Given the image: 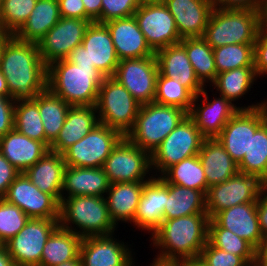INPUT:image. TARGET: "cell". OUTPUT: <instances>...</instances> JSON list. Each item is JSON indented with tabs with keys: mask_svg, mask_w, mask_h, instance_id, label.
I'll return each instance as SVG.
<instances>
[{
	"mask_svg": "<svg viewBox=\"0 0 267 266\" xmlns=\"http://www.w3.org/2000/svg\"><path fill=\"white\" fill-rule=\"evenodd\" d=\"M60 18L58 0H37L32 13L14 36L21 41L38 43Z\"/></svg>",
	"mask_w": 267,
	"mask_h": 266,
	"instance_id": "cell-34",
	"label": "cell"
},
{
	"mask_svg": "<svg viewBox=\"0 0 267 266\" xmlns=\"http://www.w3.org/2000/svg\"><path fill=\"white\" fill-rule=\"evenodd\" d=\"M238 169L267 184V126L264 123L251 135L249 150L238 163Z\"/></svg>",
	"mask_w": 267,
	"mask_h": 266,
	"instance_id": "cell-39",
	"label": "cell"
},
{
	"mask_svg": "<svg viewBox=\"0 0 267 266\" xmlns=\"http://www.w3.org/2000/svg\"><path fill=\"white\" fill-rule=\"evenodd\" d=\"M254 69L257 77L267 75V20H265L257 34L254 44Z\"/></svg>",
	"mask_w": 267,
	"mask_h": 266,
	"instance_id": "cell-48",
	"label": "cell"
},
{
	"mask_svg": "<svg viewBox=\"0 0 267 266\" xmlns=\"http://www.w3.org/2000/svg\"><path fill=\"white\" fill-rule=\"evenodd\" d=\"M59 12L62 18H77L94 22L85 12L82 0H58Z\"/></svg>",
	"mask_w": 267,
	"mask_h": 266,
	"instance_id": "cell-50",
	"label": "cell"
},
{
	"mask_svg": "<svg viewBox=\"0 0 267 266\" xmlns=\"http://www.w3.org/2000/svg\"><path fill=\"white\" fill-rule=\"evenodd\" d=\"M38 107L45 131V145L49 148L58 137L71 106L47 88L38 94Z\"/></svg>",
	"mask_w": 267,
	"mask_h": 266,
	"instance_id": "cell-35",
	"label": "cell"
},
{
	"mask_svg": "<svg viewBox=\"0 0 267 266\" xmlns=\"http://www.w3.org/2000/svg\"><path fill=\"white\" fill-rule=\"evenodd\" d=\"M256 208L260 232L264 238L267 237V184L264 185L258 197Z\"/></svg>",
	"mask_w": 267,
	"mask_h": 266,
	"instance_id": "cell-53",
	"label": "cell"
},
{
	"mask_svg": "<svg viewBox=\"0 0 267 266\" xmlns=\"http://www.w3.org/2000/svg\"><path fill=\"white\" fill-rule=\"evenodd\" d=\"M161 177L167 183L203 191L205 194H207L209 189L203 165L198 155L183 159L179 163L174 164Z\"/></svg>",
	"mask_w": 267,
	"mask_h": 266,
	"instance_id": "cell-38",
	"label": "cell"
},
{
	"mask_svg": "<svg viewBox=\"0 0 267 266\" xmlns=\"http://www.w3.org/2000/svg\"><path fill=\"white\" fill-rule=\"evenodd\" d=\"M188 115L179 107L155 102L140 106L133 129L126 137L150 155Z\"/></svg>",
	"mask_w": 267,
	"mask_h": 266,
	"instance_id": "cell-6",
	"label": "cell"
},
{
	"mask_svg": "<svg viewBox=\"0 0 267 266\" xmlns=\"http://www.w3.org/2000/svg\"><path fill=\"white\" fill-rule=\"evenodd\" d=\"M82 237L58 226L48 238L41 256L40 266H54L80 259Z\"/></svg>",
	"mask_w": 267,
	"mask_h": 266,
	"instance_id": "cell-33",
	"label": "cell"
},
{
	"mask_svg": "<svg viewBox=\"0 0 267 266\" xmlns=\"http://www.w3.org/2000/svg\"><path fill=\"white\" fill-rule=\"evenodd\" d=\"M0 95L10 97L5 76L0 71Z\"/></svg>",
	"mask_w": 267,
	"mask_h": 266,
	"instance_id": "cell-59",
	"label": "cell"
},
{
	"mask_svg": "<svg viewBox=\"0 0 267 266\" xmlns=\"http://www.w3.org/2000/svg\"><path fill=\"white\" fill-rule=\"evenodd\" d=\"M166 206V181L161 176H153L144 183L133 224L138 229L153 234L164 220Z\"/></svg>",
	"mask_w": 267,
	"mask_h": 266,
	"instance_id": "cell-22",
	"label": "cell"
},
{
	"mask_svg": "<svg viewBox=\"0 0 267 266\" xmlns=\"http://www.w3.org/2000/svg\"><path fill=\"white\" fill-rule=\"evenodd\" d=\"M267 11L214 8L203 38L214 49L232 44H255Z\"/></svg>",
	"mask_w": 267,
	"mask_h": 266,
	"instance_id": "cell-4",
	"label": "cell"
},
{
	"mask_svg": "<svg viewBox=\"0 0 267 266\" xmlns=\"http://www.w3.org/2000/svg\"><path fill=\"white\" fill-rule=\"evenodd\" d=\"M155 56L162 76L178 79L195 96L203 91L205 86L196 77L185 48L180 43L157 51Z\"/></svg>",
	"mask_w": 267,
	"mask_h": 266,
	"instance_id": "cell-24",
	"label": "cell"
},
{
	"mask_svg": "<svg viewBox=\"0 0 267 266\" xmlns=\"http://www.w3.org/2000/svg\"><path fill=\"white\" fill-rule=\"evenodd\" d=\"M86 14L95 22L101 16L102 0H82Z\"/></svg>",
	"mask_w": 267,
	"mask_h": 266,
	"instance_id": "cell-54",
	"label": "cell"
},
{
	"mask_svg": "<svg viewBox=\"0 0 267 266\" xmlns=\"http://www.w3.org/2000/svg\"><path fill=\"white\" fill-rule=\"evenodd\" d=\"M65 168L63 154L49 150L24 173L42 192L52 195L60 203Z\"/></svg>",
	"mask_w": 267,
	"mask_h": 266,
	"instance_id": "cell-29",
	"label": "cell"
},
{
	"mask_svg": "<svg viewBox=\"0 0 267 266\" xmlns=\"http://www.w3.org/2000/svg\"><path fill=\"white\" fill-rule=\"evenodd\" d=\"M113 235L83 237L80 245L82 266H135L129 245Z\"/></svg>",
	"mask_w": 267,
	"mask_h": 266,
	"instance_id": "cell-19",
	"label": "cell"
},
{
	"mask_svg": "<svg viewBox=\"0 0 267 266\" xmlns=\"http://www.w3.org/2000/svg\"><path fill=\"white\" fill-rule=\"evenodd\" d=\"M179 43L185 48L195 75L200 82L204 86H207L205 83H212L218 74L213 48L203 37L182 38Z\"/></svg>",
	"mask_w": 267,
	"mask_h": 266,
	"instance_id": "cell-37",
	"label": "cell"
},
{
	"mask_svg": "<svg viewBox=\"0 0 267 266\" xmlns=\"http://www.w3.org/2000/svg\"><path fill=\"white\" fill-rule=\"evenodd\" d=\"M265 183L258 177L238 172L228 180L210 186L206 212L212 219L218 212L238 204L257 202Z\"/></svg>",
	"mask_w": 267,
	"mask_h": 266,
	"instance_id": "cell-13",
	"label": "cell"
},
{
	"mask_svg": "<svg viewBox=\"0 0 267 266\" xmlns=\"http://www.w3.org/2000/svg\"><path fill=\"white\" fill-rule=\"evenodd\" d=\"M0 71L15 102L34 100L47 89V65L37 43L8 35L0 48Z\"/></svg>",
	"mask_w": 267,
	"mask_h": 266,
	"instance_id": "cell-1",
	"label": "cell"
},
{
	"mask_svg": "<svg viewBox=\"0 0 267 266\" xmlns=\"http://www.w3.org/2000/svg\"><path fill=\"white\" fill-rule=\"evenodd\" d=\"M159 73L156 56L119 60L115 78L141 105L154 102Z\"/></svg>",
	"mask_w": 267,
	"mask_h": 266,
	"instance_id": "cell-15",
	"label": "cell"
},
{
	"mask_svg": "<svg viewBox=\"0 0 267 266\" xmlns=\"http://www.w3.org/2000/svg\"><path fill=\"white\" fill-rule=\"evenodd\" d=\"M139 6L137 0H102L101 16L95 22L104 24L111 20L131 17Z\"/></svg>",
	"mask_w": 267,
	"mask_h": 266,
	"instance_id": "cell-46",
	"label": "cell"
},
{
	"mask_svg": "<svg viewBox=\"0 0 267 266\" xmlns=\"http://www.w3.org/2000/svg\"><path fill=\"white\" fill-rule=\"evenodd\" d=\"M66 59L77 65L94 66L105 77H113L119 63L110 31L105 24L97 22L88 26L82 44Z\"/></svg>",
	"mask_w": 267,
	"mask_h": 266,
	"instance_id": "cell-8",
	"label": "cell"
},
{
	"mask_svg": "<svg viewBox=\"0 0 267 266\" xmlns=\"http://www.w3.org/2000/svg\"><path fill=\"white\" fill-rule=\"evenodd\" d=\"M217 73L240 67H254V44H232L213 49Z\"/></svg>",
	"mask_w": 267,
	"mask_h": 266,
	"instance_id": "cell-44",
	"label": "cell"
},
{
	"mask_svg": "<svg viewBox=\"0 0 267 266\" xmlns=\"http://www.w3.org/2000/svg\"><path fill=\"white\" fill-rule=\"evenodd\" d=\"M214 8H239L267 11V0H210Z\"/></svg>",
	"mask_w": 267,
	"mask_h": 266,
	"instance_id": "cell-51",
	"label": "cell"
},
{
	"mask_svg": "<svg viewBox=\"0 0 267 266\" xmlns=\"http://www.w3.org/2000/svg\"><path fill=\"white\" fill-rule=\"evenodd\" d=\"M133 16L154 53L177 44L182 39L177 31L174 17L163 2L140 4Z\"/></svg>",
	"mask_w": 267,
	"mask_h": 266,
	"instance_id": "cell-14",
	"label": "cell"
},
{
	"mask_svg": "<svg viewBox=\"0 0 267 266\" xmlns=\"http://www.w3.org/2000/svg\"><path fill=\"white\" fill-rule=\"evenodd\" d=\"M257 109L260 111L264 124L267 126V99L258 103Z\"/></svg>",
	"mask_w": 267,
	"mask_h": 266,
	"instance_id": "cell-60",
	"label": "cell"
},
{
	"mask_svg": "<svg viewBox=\"0 0 267 266\" xmlns=\"http://www.w3.org/2000/svg\"><path fill=\"white\" fill-rule=\"evenodd\" d=\"M198 156L203 165L208 187L222 183L239 172L238 164L217 138L204 139Z\"/></svg>",
	"mask_w": 267,
	"mask_h": 266,
	"instance_id": "cell-31",
	"label": "cell"
},
{
	"mask_svg": "<svg viewBox=\"0 0 267 266\" xmlns=\"http://www.w3.org/2000/svg\"><path fill=\"white\" fill-rule=\"evenodd\" d=\"M264 123L256 109L238 110L217 137L230 157L238 164L249 150L250 137Z\"/></svg>",
	"mask_w": 267,
	"mask_h": 266,
	"instance_id": "cell-20",
	"label": "cell"
},
{
	"mask_svg": "<svg viewBox=\"0 0 267 266\" xmlns=\"http://www.w3.org/2000/svg\"><path fill=\"white\" fill-rule=\"evenodd\" d=\"M58 221L59 226L82 238L109 236L115 234L117 229L110 217L105 197L99 196L81 195L61 199Z\"/></svg>",
	"mask_w": 267,
	"mask_h": 266,
	"instance_id": "cell-5",
	"label": "cell"
},
{
	"mask_svg": "<svg viewBox=\"0 0 267 266\" xmlns=\"http://www.w3.org/2000/svg\"><path fill=\"white\" fill-rule=\"evenodd\" d=\"M0 266H15L14 261L8 254L5 245L0 246Z\"/></svg>",
	"mask_w": 267,
	"mask_h": 266,
	"instance_id": "cell-56",
	"label": "cell"
},
{
	"mask_svg": "<svg viewBox=\"0 0 267 266\" xmlns=\"http://www.w3.org/2000/svg\"><path fill=\"white\" fill-rule=\"evenodd\" d=\"M180 262L183 266H207V264L200 257L186 259Z\"/></svg>",
	"mask_w": 267,
	"mask_h": 266,
	"instance_id": "cell-58",
	"label": "cell"
},
{
	"mask_svg": "<svg viewBox=\"0 0 267 266\" xmlns=\"http://www.w3.org/2000/svg\"><path fill=\"white\" fill-rule=\"evenodd\" d=\"M199 257L207 266H250L241 256L223 251L209 241L205 244Z\"/></svg>",
	"mask_w": 267,
	"mask_h": 266,
	"instance_id": "cell-47",
	"label": "cell"
},
{
	"mask_svg": "<svg viewBox=\"0 0 267 266\" xmlns=\"http://www.w3.org/2000/svg\"><path fill=\"white\" fill-rule=\"evenodd\" d=\"M181 38L203 37L214 9L210 0H163Z\"/></svg>",
	"mask_w": 267,
	"mask_h": 266,
	"instance_id": "cell-21",
	"label": "cell"
},
{
	"mask_svg": "<svg viewBox=\"0 0 267 266\" xmlns=\"http://www.w3.org/2000/svg\"><path fill=\"white\" fill-rule=\"evenodd\" d=\"M152 262L150 266H183L180 261H165L155 257Z\"/></svg>",
	"mask_w": 267,
	"mask_h": 266,
	"instance_id": "cell-57",
	"label": "cell"
},
{
	"mask_svg": "<svg viewBox=\"0 0 267 266\" xmlns=\"http://www.w3.org/2000/svg\"><path fill=\"white\" fill-rule=\"evenodd\" d=\"M89 20L60 18V20L37 43L40 56L48 66L57 60L66 59L70 52L82 44Z\"/></svg>",
	"mask_w": 267,
	"mask_h": 266,
	"instance_id": "cell-17",
	"label": "cell"
},
{
	"mask_svg": "<svg viewBox=\"0 0 267 266\" xmlns=\"http://www.w3.org/2000/svg\"><path fill=\"white\" fill-rule=\"evenodd\" d=\"M206 212V194L203 191L166 182L164 220Z\"/></svg>",
	"mask_w": 267,
	"mask_h": 266,
	"instance_id": "cell-32",
	"label": "cell"
},
{
	"mask_svg": "<svg viewBox=\"0 0 267 266\" xmlns=\"http://www.w3.org/2000/svg\"><path fill=\"white\" fill-rule=\"evenodd\" d=\"M256 80L257 75L254 67H240L218 73L210 87L214 86L219 95L224 96L236 106L234 101L239 100L251 91Z\"/></svg>",
	"mask_w": 267,
	"mask_h": 266,
	"instance_id": "cell-36",
	"label": "cell"
},
{
	"mask_svg": "<svg viewBox=\"0 0 267 266\" xmlns=\"http://www.w3.org/2000/svg\"><path fill=\"white\" fill-rule=\"evenodd\" d=\"M20 172L0 152V199L4 198L9 186Z\"/></svg>",
	"mask_w": 267,
	"mask_h": 266,
	"instance_id": "cell-52",
	"label": "cell"
},
{
	"mask_svg": "<svg viewBox=\"0 0 267 266\" xmlns=\"http://www.w3.org/2000/svg\"><path fill=\"white\" fill-rule=\"evenodd\" d=\"M104 78L94 66L77 65L67 59L47 66V88L70 106L96 105Z\"/></svg>",
	"mask_w": 267,
	"mask_h": 266,
	"instance_id": "cell-3",
	"label": "cell"
},
{
	"mask_svg": "<svg viewBox=\"0 0 267 266\" xmlns=\"http://www.w3.org/2000/svg\"><path fill=\"white\" fill-rule=\"evenodd\" d=\"M195 95L178 79H171L158 73L154 102L161 105L179 107L189 113Z\"/></svg>",
	"mask_w": 267,
	"mask_h": 266,
	"instance_id": "cell-42",
	"label": "cell"
},
{
	"mask_svg": "<svg viewBox=\"0 0 267 266\" xmlns=\"http://www.w3.org/2000/svg\"><path fill=\"white\" fill-rule=\"evenodd\" d=\"M30 218L16 205L0 199V239L5 244L26 225Z\"/></svg>",
	"mask_w": 267,
	"mask_h": 266,
	"instance_id": "cell-45",
	"label": "cell"
},
{
	"mask_svg": "<svg viewBox=\"0 0 267 266\" xmlns=\"http://www.w3.org/2000/svg\"><path fill=\"white\" fill-rule=\"evenodd\" d=\"M14 129L28 138L45 144V131L39 114L38 96L34 100L15 102Z\"/></svg>",
	"mask_w": 267,
	"mask_h": 266,
	"instance_id": "cell-41",
	"label": "cell"
},
{
	"mask_svg": "<svg viewBox=\"0 0 267 266\" xmlns=\"http://www.w3.org/2000/svg\"><path fill=\"white\" fill-rule=\"evenodd\" d=\"M254 266H267V237H264L255 250Z\"/></svg>",
	"mask_w": 267,
	"mask_h": 266,
	"instance_id": "cell-55",
	"label": "cell"
},
{
	"mask_svg": "<svg viewBox=\"0 0 267 266\" xmlns=\"http://www.w3.org/2000/svg\"><path fill=\"white\" fill-rule=\"evenodd\" d=\"M48 151L43 142L28 138L16 129L0 138V152L20 173L33 166Z\"/></svg>",
	"mask_w": 267,
	"mask_h": 266,
	"instance_id": "cell-27",
	"label": "cell"
},
{
	"mask_svg": "<svg viewBox=\"0 0 267 266\" xmlns=\"http://www.w3.org/2000/svg\"><path fill=\"white\" fill-rule=\"evenodd\" d=\"M15 101L0 95V138L14 129Z\"/></svg>",
	"mask_w": 267,
	"mask_h": 266,
	"instance_id": "cell-49",
	"label": "cell"
},
{
	"mask_svg": "<svg viewBox=\"0 0 267 266\" xmlns=\"http://www.w3.org/2000/svg\"><path fill=\"white\" fill-rule=\"evenodd\" d=\"M145 182L147 181L110 184L104 197L110 217L116 226L120 221L130 224L133 222Z\"/></svg>",
	"mask_w": 267,
	"mask_h": 266,
	"instance_id": "cell-30",
	"label": "cell"
},
{
	"mask_svg": "<svg viewBox=\"0 0 267 266\" xmlns=\"http://www.w3.org/2000/svg\"><path fill=\"white\" fill-rule=\"evenodd\" d=\"M110 31L119 60L155 56L134 16L104 23Z\"/></svg>",
	"mask_w": 267,
	"mask_h": 266,
	"instance_id": "cell-23",
	"label": "cell"
},
{
	"mask_svg": "<svg viewBox=\"0 0 267 266\" xmlns=\"http://www.w3.org/2000/svg\"><path fill=\"white\" fill-rule=\"evenodd\" d=\"M37 0H1L0 31L6 35H15L24 25Z\"/></svg>",
	"mask_w": 267,
	"mask_h": 266,
	"instance_id": "cell-43",
	"label": "cell"
},
{
	"mask_svg": "<svg viewBox=\"0 0 267 266\" xmlns=\"http://www.w3.org/2000/svg\"><path fill=\"white\" fill-rule=\"evenodd\" d=\"M139 4L163 2V0H137Z\"/></svg>",
	"mask_w": 267,
	"mask_h": 266,
	"instance_id": "cell-62",
	"label": "cell"
},
{
	"mask_svg": "<svg viewBox=\"0 0 267 266\" xmlns=\"http://www.w3.org/2000/svg\"><path fill=\"white\" fill-rule=\"evenodd\" d=\"M207 213L163 220L151 235L153 247L159 248L155 258L165 261H183L199 257L208 241Z\"/></svg>",
	"mask_w": 267,
	"mask_h": 266,
	"instance_id": "cell-2",
	"label": "cell"
},
{
	"mask_svg": "<svg viewBox=\"0 0 267 266\" xmlns=\"http://www.w3.org/2000/svg\"><path fill=\"white\" fill-rule=\"evenodd\" d=\"M140 106L115 78H104L96 103L99 123L126 136L134 127Z\"/></svg>",
	"mask_w": 267,
	"mask_h": 266,
	"instance_id": "cell-7",
	"label": "cell"
},
{
	"mask_svg": "<svg viewBox=\"0 0 267 266\" xmlns=\"http://www.w3.org/2000/svg\"><path fill=\"white\" fill-rule=\"evenodd\" d=\"M99 124L96 105L71 106L67 112L64 125L49 150L63 154L72 144L84 138Z\"/></svg>",
	"mask_w": 267,
	"mask_h": 266,
	"instance_id": "cell-26",
	"label": "cell"
},
{
	"mask_svg": "<svg viewBox=\"0 0 267 266\" xmlns=\"http://www.w3.org/2000/svg\"><path fill=\"white\" fill-rule=\"evenodd\" d=\"M54 266H82L81 260H71Z\"/></svg>",
	"mask_w": 267,
	"mask_h": 266,
	"instance_id": "cell-61",
	"label": "cell"
},
{
	"mask_svg": "<svg viewBox=\"0 0 267 266\" xmlns=\"http://www.w3.org/2000/svg\"><path fill=\"white\" fill-rule=\"evenodd\" d=\"M204 139L194 121L187 115L150 155L151 170L156 172L154 176L157 172V176H161L174 164L198 155Z\"/></svg>",
	"mask_w": 267,
	"mask_h": 266,
	"instance_id": "cell-9",
	"label": "cell"
},
{
	"mask_svg": "<svg viewBox=\"0 0 267 266\" xmlns=\"http://www.w3.org/2000/svg\"><path fill=\"white\" fill-rule=\"evenodd\" d=\"M205 88L207 87L205 86L203 91L195 96L188 113V116L194 121L205 139L217 138L224 126L238 110H251L256 109L258 106V102L246 107L235 106L222 95L218 98H213L211 102ZM202 97L203 100L199 104V99Z\"/></svg>",
	"mask_w": 267,
	"mask_h": 266,
	"instance_id": "cell-16",
	"label": "cell"
},
{
	"mask_svg": "<svg viewBox=\"0 0 267 266\" xmlns=\"http://www.w3.org/2000/svg\"><path fill=\"white\" fill-rule=\"evenodd\" d=\"M103 169L110 184L149 181L153 177V174L150 176L152 171L150 154L136 146L126 136L113 148L104 162Z\"/></svg>",
	"mask_w": 267,
	"mask_h": 266,
	"instance_id": "cell-10",
	"label": "cell"
},
{
	"mask_svg": "<svg viewBox=\"0 0 267 266\" xmlns=\"http://www.w3.org/2000/svg\"><path fill=\"white\" fill-rule=\"evenodd\" d=\"M58 226V220L30 218L18 234L5 243L15 266H40L43 247Z\"/></svg>",
	"mask_w": 267,
	"mask_h": 266,
	"instance_id": "cell-12",
	"label": "cell"
},
{
	"mask_svg": "<svg viewBox=\"0 0 267 266\" xmlns=\"http://www.w3.org/2000/svg\"><path fill=\"white\" fill-rule=\"evenodd\" d=\"M8 35L4 34L2 31H0V48H1V45L4 41V39L7 37Z\"/></svg>",
	"mask_w": 267,
	"mask_h": 266,
	"instance_id": "cell-63",
	"label": "cell"
},
{
	"mask_svg": "<svg viewBox=\"0 0 267 266\" xmlns=\"http://www.w3.org/2000/svg\"><path fill=\"white\" fill-rule=\"evenodd\" d=\"M208 241L228 253L241 256L250 266L255 263V248L228 229L221 228L213 219L208 223Z\"/></svg>",
	"mask_w": 267,
	"mask_h": 266,
	"instance_id": "cell-40",
	"label": "cell"
},
{
	"mask_svg": "<svg viewBox=\"0 0 267 266\" xmlns=\"http://www.w3.org/2000/svg\"><path fill=\"white\" fill-rule=\"evenodd\" d=\"M225 228L249 242L255 249L263 240L260 232L256 202L235 205L218 212L212 218Z\"/></svg>",
	"mask_w": 267,
	"mask_h": 266,
	"instance_id": "cell-25",
	"label": "cell"
},
{
	"mask_svg": "<svg viewBox=\"0 0 267 266\" xmlns=\"http://www.w3.org/2000/svg\"><path fill=\"white\" fill-rule=\"evenodd\" d=\"M4 199L18 206L29 218L59 220L60 203L42 192L25 173H20L9 186Z\"/></svg>",
	"mask_w": 267,
	"mask_h": 266,
	"instance_id": "cell-18",
	"label": "cell"
},
{
	"mask_svg": "<svg viewBox=\"0 0 267 266\" xmlns=\"http://www.w3.org/2000/svg\"><path fill=\"white\" fill-rule=\"evenodd\" d=\"M109 186L110 182L103 167L66 166L63 178L62 199L81 195L104 197Z\"/></svg>",
	"mask_w": 267,
	"mask_h": 266,
	"instance_id": "cell-28",
	"label": "cell"
},
{
	"mask_svg": "<svg viewBox=\"0 0 267 266\" xmlns=\"http://www.w3.org/2000/svg\"><path fill=\"white\" fill-rule=\"evenodd\" d=\"M123 137L119 131L99 123L63 153L66 166L103 167L105 160Z\"/></svg>",
	"mask_w": 267,
	"mask_h": 266,
	"instance_id": "cell-11",
	"label": "cell"
},
{
	"mask_svg": "<svg viewBox=\"0 0 267 266\" xmlns=\"http://www.w3.org/2000/svg\"><path fill=\"white\" fill-rule=\"evenodd\" d=\"M3 245H5L2 241H1V239H0V246H3Z\"/></svg>",
	"mask_w": 267,
	"mask_h": 266,
	"instance_id": "cell-64",
	"label": "cell"
}]
</instances>
